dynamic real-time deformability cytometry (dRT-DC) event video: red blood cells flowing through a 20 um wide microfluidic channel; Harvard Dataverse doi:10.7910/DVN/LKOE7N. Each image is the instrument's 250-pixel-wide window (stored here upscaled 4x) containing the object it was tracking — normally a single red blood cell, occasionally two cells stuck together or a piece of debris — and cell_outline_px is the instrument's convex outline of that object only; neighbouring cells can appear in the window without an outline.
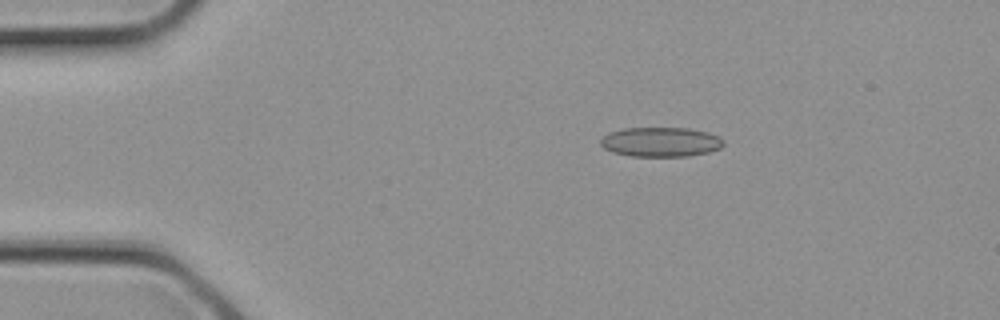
{"species": "common noctule bat (a hibernating species)", "species_latin": "Nyctalus noctula", "temperature_condition": "cold", "stored_images_in_passage": 3, "camera_frame_rate_fps": 3000, "um_per_image_px": 0.085, "animal": {"sex": "female", "body_mass_g": 21.9}, "frame": {"image": 1, "passage_image": 2, "time_ms": 0.333, "image_size_px": [1000, 320], "cell_outline_px": [[724, 144], [720, 148], [708, 152], [688, 156], [632, 156], [612, 152], [604, 148], [600, 144], [600, 140], [608, 132], [624, 128], [688, 128], [708, 132], [724, 140]], "centroid_in_image_um": [56.14, 12.06], "position_along_channel_um": 28.9, "area_um2": 21.15}}
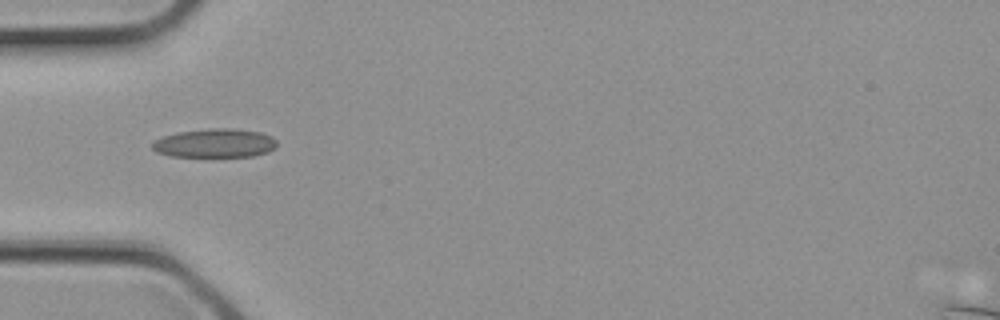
{"frame": {"image": 2, "passage_image": 3, "time_ms": 0.667, "image_size_px": [1000, 320], "cell_outline_px": [[276, 148], [268, 152], [252, 156], [172, 156], [156, 152], [152, 148], [152, 144], [156, 140], [164, 136], [176, 132], [208, 128], [232, 128], [260, 132], [272, 136], [276, 140]], "centroid_in_image_um": [18.28, 12.16], "position_along_channel_um": 66.7, "area_um2": 20.92}}